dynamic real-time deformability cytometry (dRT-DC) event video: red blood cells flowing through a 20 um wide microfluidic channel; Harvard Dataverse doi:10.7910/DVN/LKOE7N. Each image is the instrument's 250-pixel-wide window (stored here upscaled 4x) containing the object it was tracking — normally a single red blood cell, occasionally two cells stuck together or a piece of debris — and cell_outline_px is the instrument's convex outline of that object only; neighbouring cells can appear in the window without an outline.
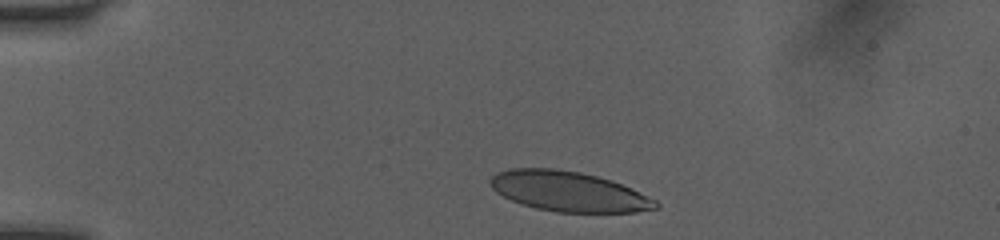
{"species": "human", "species_latin": "Homo sapiens", "temperature_condition": "room temperature", "stored_images_in_passage": 20, "camera_frame_rate_fps": 3000, "um_per_image_px": 0.085, "donor": {"sex": "female"}, "frame": {"image": 1, "passage_image": 2, "time_ms": 0.333, "image_size_px": [1000, 240], "cell_outline_px": [[660, 208], [636, 212], [556, 212], [536, 208], [512, 200], [496, 192], [488, 184], [488, 180], [496, 172], [508, 168], [556, 168], [580, 172], [612, 180], [632, 188], [656, 200], [660, 204]], "centroid_in_image_um": [48.33, 16.26], "position_along_channel_um": 36.7, "area_um2": 38.78}}
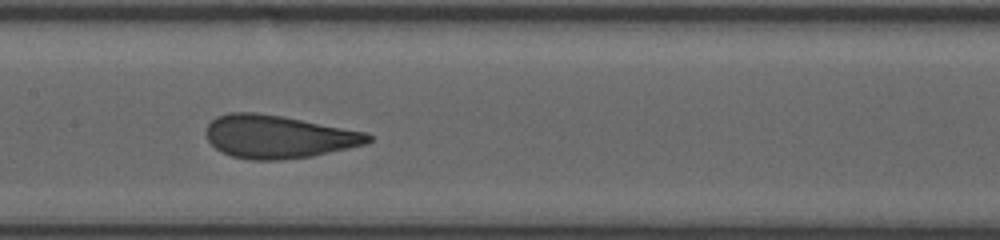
{"frame": {"image": 2, "passage_image": 15, "time_ms": 4.667, "image_size_px": [1000, 240], "cell_outline_px": [[372, 140], [368, 144], [312, 156], [280, 160], [252, 160], [232, 156], [216, 148], [208, 140], [204, 132], [208, 124], [216, 116], [228, 112], [256, 112], [280, 116], [368, 132], [372, 136]], "centroid_in_image_um": [23.66, 11.62], "position_along_channel_um": 183.7, "area_um2": 40.69}}
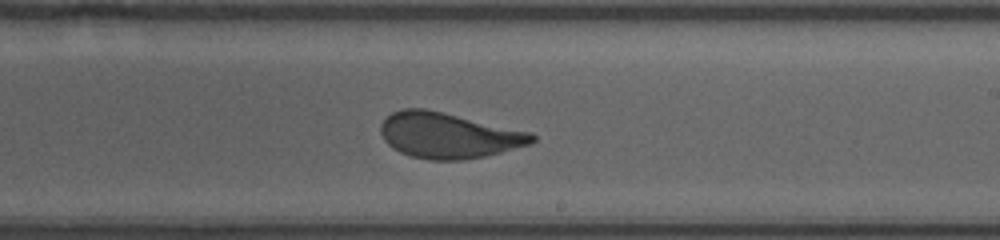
{"frame": {"image": 3, "passage_image": 20, "time_ms": 6.333, "image_size_px": [1000, 240], "cell_outline_px": [[536, 140], [532, 144], [484, 156], [460, 160], [428, 160], [412, 156], [400, 152], [392, 148], [384, 140], [380, 132], [380, 124], [392, 112], [404, 108], [424, 108], [532, 132], [536, 136]], "centroid_in_image_um": [38.12, 11.51], "position_along_channel_um": 250.9, "area_um2": 40.17}}